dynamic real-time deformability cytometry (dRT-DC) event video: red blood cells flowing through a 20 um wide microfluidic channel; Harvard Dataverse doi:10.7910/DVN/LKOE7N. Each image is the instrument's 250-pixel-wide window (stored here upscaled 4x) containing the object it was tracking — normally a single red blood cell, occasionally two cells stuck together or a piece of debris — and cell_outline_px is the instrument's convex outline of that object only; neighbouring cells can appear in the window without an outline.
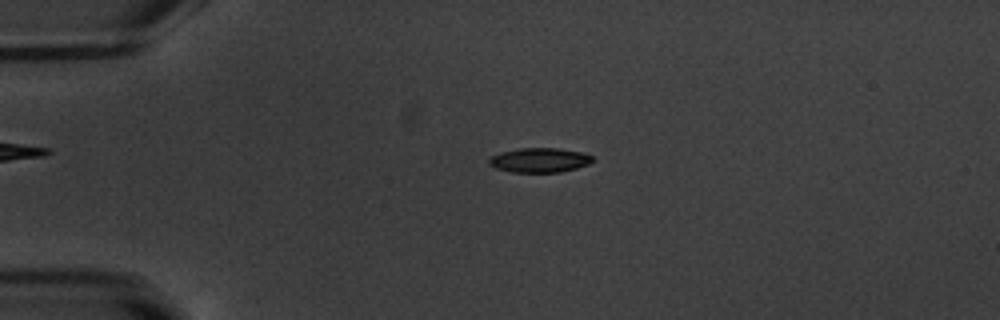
{"species": "common noctule bat (a hibernating species)", "species_latin": "Nyctalus noctula", "temperature_condition": "warm", "stored_images_in_passage": 54, "camera_frame_rate_fps": 3000, "um_per_image_px": 0.085, "animal": {"sex": "male", "body_mass_g": 20.1, "forearm_length_mm": 53.5}, "frame": {"image": 1, "passage_image": 13, "time_ms": 4.0, "image_size_px": [1000, 320], "cell_outline_px": [[596, 160], [588, 164], [576, 168], [560, 172], [512, 172], [496, 168], [488, 164], [488, 160], [492, 156], [500, 152], [520, 148], [560, 148], [584, 152], [592, 156]], "centroid_in_image_um": [45.89, 13.6], "position_along_channel_um": 39.1, "area_um2": 14.91}}
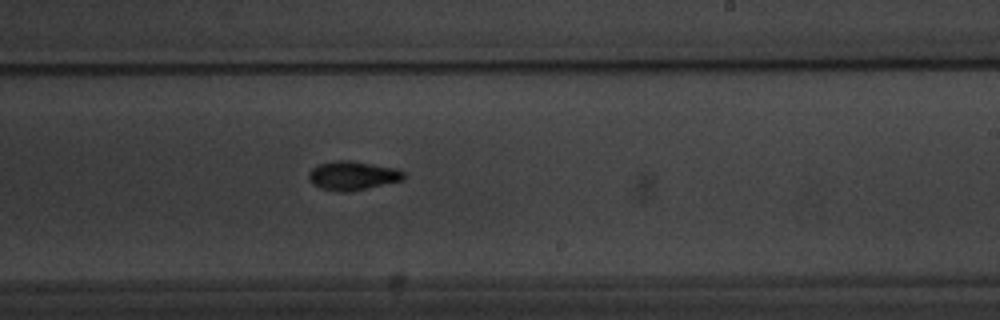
{"frame": {"image": 2, "passage_image": 33, "time_ms": 10.667, "image_size_px": [1000, 320], "cell_outline_px": [[404, 180], [348, 192], [336, 192], [320, 188], [312, 184], [308, 180], [308, 172], [316, 164], [332, 160], [352, 160], [400, 168], [404, 172]], "centroid_in_image_um": [29.95, 14.91], "position_along_channel_um": 259.0, "area_um2": 16.53}}
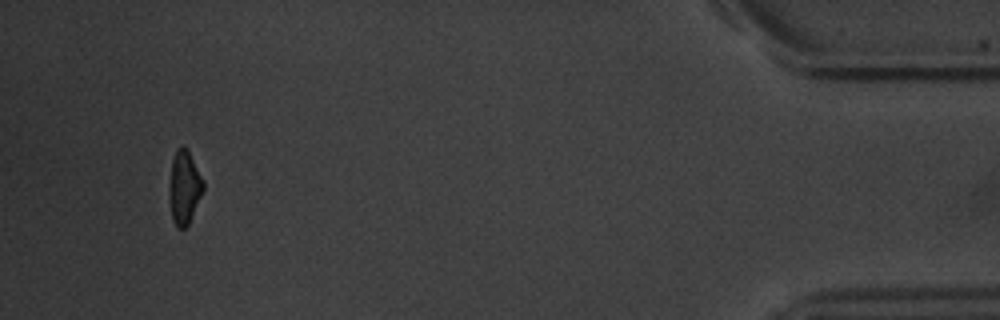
{"frame": {"image": 3, "passage_image": 51, "time_ms": 16.667, "image_size_px": [1000, 320], "cell_outline_px": [[204, 188], [188, 224], [184, 228], [176, 228], [172, 220], [168, 196], [168, 184], [172, 160], [180, 144], [184, 144], [188, 148], [204, 180]], "centroid_in_image_um": [15.64, 15.88], "position_along_channel_um": 419.6, "area_um2": 14.91}, "authors_computed_cell_mechanics": {"area_um2": 14.9702, "velocity_mm_per_s": 3.8265, "shape_relaxation_time_tau1_ms": 3.1296, "shape_relaxation_time_tau2_ms": 5.5867, "deformation_change_tau1": 0.1371, "deformation_change_tau2": 0.1151}}